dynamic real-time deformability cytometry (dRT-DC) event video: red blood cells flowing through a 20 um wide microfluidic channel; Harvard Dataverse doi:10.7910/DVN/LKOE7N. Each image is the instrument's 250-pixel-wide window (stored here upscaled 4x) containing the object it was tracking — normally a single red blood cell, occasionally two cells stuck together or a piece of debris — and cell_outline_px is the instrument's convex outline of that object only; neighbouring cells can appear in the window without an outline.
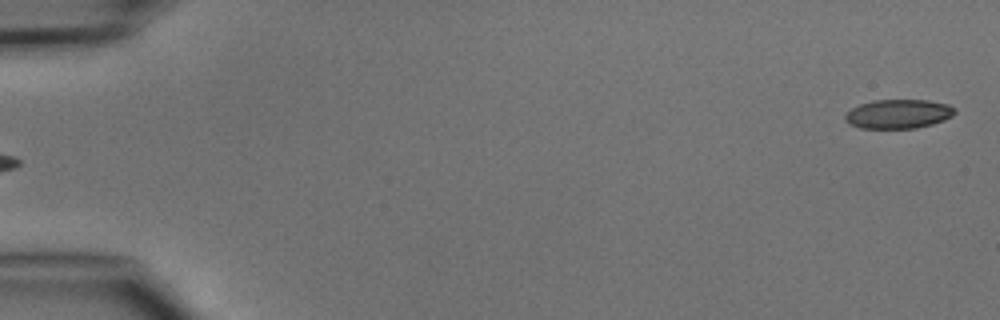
{"species": "common noctule bat (a hibernating species)", "species_latin": "Nyctalus noctula", "temperature_condition": "cold", "stored_images_in_passage": 6, "segment_of_instrument_passage": [2, 2], "camera_frame_rate_fps": 3000, "um_per_image_px": 0.085, "animal": {"sex": "male", "body_mass_g": 15.6}, "frame": {"image": 1, "passage_image": 6, "time_ms": 5.667, "image_size_px": [1000, 320], "cell_outline_px": [[956, 112], [952, 116], [944, 120], [932, 124], [916, 128], [860, 128], [848, 124], [844, 120], [844, 116], [852, 108], [860, 104], [872, 100], [928, 100], [948, 104], [956, 108]], "centroid_in_image_um": [76.36, 9.68], "position_along_channel_um": 8.6, "area_um2": 18.73}}